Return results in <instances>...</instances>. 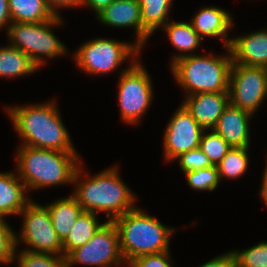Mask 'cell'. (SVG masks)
I'll list each match as a JSON object with an SVG mask.
<instances>
[{"mask_svg": "<svg viewBox=\"0 0 267 267\" xmlns=\"http://www.w3.org/2000/svg\"><path fill=\"white\" fill-rule=\"evenodd\" d=\"M6 218L0 215V265L13 262L15 246V232L12 230Z\"/></svg>", "mask_w": 267, "mask_h": 267, "instance_id": "cell-31", "label": "cell"}, {"mask_svg": "<svg viewBox=\"0 0 267 267\" xmlns=\"http://www.w3.org/2000/svg\"><path fill=\"white\" fill-rule=\"evenodd\" d=\"M38 66L16 47L7 45L0 47V77H18L37 71Z\"/></svg>", "mask_w": 267, "mask_h": 267, "instance_id": "cell-22", "label": "cell"}, {"mask_svg": "<svg viewBox=\"0 0 267 267\" xmlns=\"http://www.w3.org/2000/svg\"><path fill=\"white\" fill-rule=\"evenodd\" d=\"M265 98L266 67L232 64L229 77L230 103L254 115Z\"/></svg>", "mask_w": 267, "mask_h": 267, "instance_id": "cell-10", "label": "cell"}, {"mask_svg": "<svg viewBox=\"0 0 267 267\" xmlns=\"http://www.w3.org/2000/svg\"><path fill=\"white\" fill-rule=\"evenodd\" d=\"M240 251L232 250L235 267H267V242L261 241Z\"/></svg>", "mask_w": 267, "mask_h": 267, "instance_id": "cell-30", "label": "cell"}, {"mask_svg": "<svg viewBox=\"0 0 267 267\" xmlns=\"http://www.w3.org/2000/svg\"><path fill=\"white\" fill-rule=\"evenodd\" d=\"M63 19L61 16H55L49 21L36 22L35 64L38 68L46 63L47 58L53 59L66 55L68 52L65 44L55 36L52 30L53 27L62 26Z\"/></svg>", "mask_w": 267, "mask_h": 267, "instance_id": "cell-18", "label": "cell"}, {"mask_svg": "<svg viewBox=\"0 0 267 267\" xmlns=\"http://www.w3.org/2000/svg\"><path fill=\"white\" fill-rule=\"evenodd\" d=\"M6 32L9 45L27 54L35 63L36 22H11Z\"/></svg>", "mask_w": 267, "mask_h": 267, "instance_id": "cell-26", "label": "cell"}, {"mask_svg": "<svg viewBox=\"0 0 267 267\" xmlns=\"http://www.w3.org/2000/svg\"><path fill=\"white\" fill-rule=\"evenodd\" d=\"M114 0H81V5L82 6H89L92 11L95 12L97 15L100 13L105 7L109 6Z\"/></svg>", "mask_w": 267, "mask_h": 267, "instance_id": "cell-36", "label": "cell"}, {"mask_svg": "<svg viewBox=\"0 0 267 267\" xmlns=\"http://www.w3.org/2000/svg\"><path fill=\"white\" fill-rule=\"evenodd\" d=\"M19 215L23 223L20 233L15 232L16 248L24 242L27 248L23 250L63 255L62 241L53 228L46 206L32 200Z\"/></svg>", "mask_w": 267, "mask_h": 267, "instance_id": "cell-8", "label": "cell"}, {"mask_svg": "<svg viewBox=\"0 0 267 267\" xmlns=\"http://www.w3.org/2000/svg\"><path fill=\"white\" fill-rule=\"evenodd\" d=\"M97 214L82 211L76 219L68 236L62 241L63 256H67L72 250L81 247L92 239L93 235L104 224L99 223Z\"/></svg>", "mask_w": 267, "mask_h": 267, "instance_id": "cell-21", "label": "cell"}, {"mask_svg": "<svg viewBox=\"0 0 267 267\" xmlns=\"http://www.w3.org/2000/svg\"><path fill=\"white\" fill-rule=\"evenodd\" d=\"M102 25L113 28H133L135 43L142 49L151 36L143 27L138 0H114L96 15Z\"/></svg>", "mask_w": 267, "mask_h": 267, "instance_id": "cell-12", "label": "cell"}, {"mask_svg": "<svg viewBox=\"0 0 267 267\" xmlns=\"http://www.w3.org/2000/svg\"><path fill=\"white\" fill-rule=\"evenodd\" d=\"M190 22L202 39L221 37L224 47L229 48L232 37H228V31L232 26L235 27L229 11L216 6H205L197 11Z\"/></svg>", "mask_w": 267, "mask_h": 267, "instance_id": "cell-16", "label": "cell"}, {"mask_svg": "<svg viewBox=\"0 0 267 267\" xmlns=\"http://www.w3.org/2000/svg\"><path fill=\"white\" fill-rule=\"evenodd\" d=\"M170 251L139 256L126 264V267H172Z\"/></svg>", "mask_w": 267, "mask_h": 267, "instance_id": "cell-33", "label": "cell"}, {"mask_svg": "<svg viewBox=\"0 0 267 267\" xmlns=\"http://www.w3.org/2000/svg\"><path fill=\"white\" fill-rule=\"evenodd\" d=\"M204 130L199 148L208 157L212 165H217L231 149V146L213 129Z\"/></svg>", "mask_w": 267, "mask_h": 267, "instance_id": "cell-28", "label": "cell"}, {"mask_svg": "<svg viewBox=\"0 0 267 267\" xmlns=\"http://www.w3.org/2000/svg\"><path fill=\"white\" fill-rule=\"evenodd\" d=\"M8 6L12 22H45L55 17L45 0H8Z\"/></svg>", "mask_w": 267, "mask_h": 267, "instance_id": "cell-23", "label": "cell"}, {"mask_svg": "<svg viewBox=\"0 0 267 267\" xmlns=\"http://www.w3.org/2000/svg\"><path fill=\"white\" fill-rule=\"evenodd\" d=\"M141 48L134 42L128 43L111 38H96L85 41L72 55L76 66L89 75L113 73L128 59L137 61Z\"/></svg>", "mask_w": 267, "mask_h": 267, "instance_id": "cell-6", "label": "cell"}, {"mask_svg": "<svg viewBox=\"0 0 267 267\" xmlns=\"http://www.w3.org/2000/svg\"><path fill=\"white\" fill-rule=\"evenodd\" d=\"M13 259V261H17L18 267H67L66 257L63 255L26 250H19L18 252L17 248Z\"/></svg>", "mask_w": 267, "mask_h": 267, "instance_id": "cell-27", "label": "cell"}, {"mask_svg": "<svg viewBox=\"0 0 267 267\" xmlns=\"http://www.w3.org/2000/svg\"><path fill=\"white\" fill-rule=\"evenodd\" d=\"M170 118L163 138V153L166 161L176 160L178 156L199 148L204 129L196 122L182 105Z\"/></svg>", "mask_w": 267, "mask_h": 267, "instance_id": "cell-11", "label": "cell"}, {"mask_svg": "<svg viewBox=\"0 0 267 267\" xmlns=\"http://www.w3.org/2000/svg\"><path fill=\"white\" fill-rule=\"evenodd\" d=\"M45 206L50 212L53 228L61 241H63L83 211L82 207L72 195L55 200Z\"/></svg>", "mask_w": 267, "mask_h": 267, "instance_id": "cell-20", "label": "cell"}, {"mask_svg": "<svg viewBox=\"0 0 267 267\" xmlns=\"http://www.w3.org/2000/svg\"><path fill=\"white\" fill-rule=\"evenodd\" d=\"M162 28L172 46L179 52L173 54L170 65L182 57L193 55L192 52L198 50L202 43V38L193 29L191 22L170 21Z\"/></svg>", "mask_w": 267, "mask_h": 267, "instance_id": "cell-19", "label": "cell"}, {"mask_svg": "<svg viewBox=\"0 0 267 267\" xmlns=\"http://www.w3.org/2000/svg\"><path fill=\"white\" fill-rule=\"evenodd\" d=\"M198 267H235V258L231 251L216 256Z\"/></svg>", "mask_w": 267, "mask_h": 267, "instance_id": "cell-34", "label": "cell"}, {"mask_svg": "<svg viewBox=\"0 0 267 267\" xmlns=\"http://www.w3.org/2000/svg\"><path fill=\"white\" fill-rule=\"evenodd\" d=\"M229 49L232 64L267 67V28L233 37Z\"/></svg>", "mask_w": 267, "mask_h": 267, "instance_id": "cell-15", "label": "cell"}, {"mask_svg": "<svg viewBox=\"0 0 267 267\" xmlns=\"http://www.w3.org/2000/svg\"><path fill=\"white\" fill-rule=\"evenodd\" d=\"M177 159L183 173L212 166L208 157L200 148L187 151L186 153L178 156L176 160Z\"/></svg>", "mask_w": 267, "mask_h": 267, "instance_id": "cell-32", "label": "cell"}, {"mask_svg": "<svg viewBox=\"0 0 267 267\" xmlns=\"http://www.w3.org/2000/svg\"><path fill=\"white\" fill-rule=\"evenodd\" d=\"M253 115L229 102L213 130L231 147H250V120Z\"/></svg>", "mask_w": 267, "mask_h": 267, "instance_id": "cell-14", "label": "cell"}, {"mask_svg": "<svg viewBox=\"0 0 267 267\" xmlns=\"http://www.w3.org/2000/svg\"><path fill=\"white\" fill-rule=\"evenodd\" d=\"M113 222L126 264L142 255L170 251V238L176 229L163 225L145 210L135 207Z\"/></svg>", "mask_w": 267, "mask_h": 267, "instance_id": "cell-4", "label": "cell"}, {"mask_svg": "<svg viewBox=\"0 0 267 267\" xmlns=\"http://www.w3.org/2000/svg\"><path fill=\"white\" fill-rule=\"evenodd\" d=\"M18 177L27 190L73 183L82 159L77 152H63L20 145L16 153Z\"/></svg>", "mask_w": 267, "mask_h": 267, "instance_id": "cell-3", "label": "cell"}, {"mask_svg": "<svg viewBox=\"0 0 267 267\" xmlns=\"http://www.w3.org/2000/svg\"><path fill=\"white\" fill-rule=\"evenodd\" d=\"M82 167L81 161L73 177L75 189L71 195L83 211L96 214L106 212L107 221H113L136 207L134 204L137 198L123 182L117 166L107 168L92 177L82 174Z\"/></svg>", "mask_w": 267, "mask_h": 267, "instance_id": "cell-2", "label": "cell"}, {"mask_svg": "<svg viewBox=\"0 0 267 267\" xmlns=\"http://www.w3.org/2000/svg\"><path fill=\"white\" fill-rule=\"evenodd\" d=\"M48 8L55 16H61L57 11L59 8H78L81 5V0H45Z\"/></svg>", "mask_w": 267, "mask_h": 267, "instance_id": "cell-35", "label": "cell"}, {"mask_svg": "<svg viewBox=\"0 0 267 267\" xmlns=\"http://www.w3.org/2000/svg\"><path fill=\"white\" fill-rule=\"evenodd\" d=\"M140 58L131 61L128 67L121 70L118 87V103L121 119L124 123L138 125L147 113L153 100V86Z\"/></svg>", "mask_w": 267, "mask_h": 267, "instance_id": "cell-7", "label": "cell"}, {"mask_svg": "<svg viewBox=\"0 0 267 267\" xmlns=\"http://www.w3.org/2000/svg\"><path fill=\"white\" fill-rule=\"evenodd\" d=\"M27 192L29 191L17 172H0V215H19L32 201L26 195Z\"/></svg>", "mask_w": 267, "mask_h": 267, "instance_id": "cell-17", "label": "cell"}, {"mask_svg": "<svg viewBox=\"0 0 267 267\" xmlns=\"http://www.w3.org/2000/svg\"><path fill=\"white\" fill-rule=\"evenodd\" d=\"M187 184L194 191H213L219 185V175L216 165L208 168H201L184 173Z\"/></svg>", "mask_w": 267, "mask_h": 267, "instance_id": "cell-29", "label": "cell"}, {"mask_svg": "<svg viewBox=\"0 0 267 267\" xmlns=\"http://www.w3.org/2000/svg\"><path fill=\"white\" fill-rule=\"evenodd\" d=\"M265 164L266 166L262 177V185L259 191L260 197L263 199L262 201L265 203V206H267V160Z\"/></svg>", "mask_w": 267, "mask_h": 267, "instance_id": "cell-38", "label": "cell"}, {"mask_svg": "<svg viewBox=\"0 0 267 267\" xmlns=\"http://www.w3.org/2000/svg\"><path fill=\"white\" fill-rule=\"evenodd\" d=\"M141 9L142 27L152 36L169 22L173 0H138ZM168 19V20H167Z\"/></svg>", "mask_w": 267, "mask_h": 267, "instance_id": "cell-24", "label": "cell"}, {"mask_svg": "<svg viewBox=\"0 0 267 267\" xmlns=\"http://www.w3.org/2000/svg\"><path fill=\"white\" fill-rule=\"evenodd\" d=\"M75 264L95 267L126 266L120 249L118 230L113 221L104 222L91 240L66 256L67 267Z\"/></svg>", "mask_w": 267, "mask_h": 267, "instance_id": "cell-9", "label": "cell"}, {"mask_svg": "<svg viewBox=\"0 0 267 267\" xmlns=\"http://www.w3.org/2000/svg\"><path fill=\"white\" fill-rule=\"evenodd\" d=\"M181 104L204 129L215 127L225 107L229 104V92H205L186 96Z\"/></svg>", "mask_w": 267, "mask_h": 267, "instance_id": "cell-13", "label": "cell"}, {"mask_svg": "<svg viewBox=\"0 0 267 267\" xmlns=\"http://www.w3.org/2000/svg\"><path fill=\"white\" fill-rule=\"evenodd\" d=\"M56 101L7 106L8 117L22 139L21 145L63 152H76L62 122Z\"/></svg>", "mask_w": 267, "mask_h": 267, "instance_id": "cell-1", "label": "cell"}, {"mask_svg": "<svg viewBox=\"0 0 267 267\" xmlns=\"http://www.w3.org/2000/svg\"><path fill=\"white\" fill-rule=\"evenodd\" d=\"M250 147H231L228 153L216 165L219 180L226 178L236 179L241 177L248 169Z\"/></svg>", "mask_w": 267, "mask_h": 267, "instance_id": "cell-25", "label": "cell"}, {"mask_svg": "<svg viewBox=\"0 0 267 267\" xmlns=\"http://www.w3.org/2000/svg\"><path fill=\"white\" fill-rule=\"evenodd\" d=\"M11 22L8 0H0V31L4 27L7 31Z\"/></svg>", "mask_w": 267, "mask_h": 267, "instance_id": "cell-37", "label": "cell"}, {"mask_svg": "<svg viewBox=\"0 0 267 267\" xmlns=\"http://www.w3.org/2000/svg\"><path fill=\"white\" fill-rule=\"evenodd\" d=\"M227 56L189 55L170 66L178 85L186 96L205 92H229V77L232 66L230 49L225 47Z\"/></svg>", "mask_w": 267, "mask_h": 267, "instance_id": "cell-5", "label": "cell"}]
</instances>
